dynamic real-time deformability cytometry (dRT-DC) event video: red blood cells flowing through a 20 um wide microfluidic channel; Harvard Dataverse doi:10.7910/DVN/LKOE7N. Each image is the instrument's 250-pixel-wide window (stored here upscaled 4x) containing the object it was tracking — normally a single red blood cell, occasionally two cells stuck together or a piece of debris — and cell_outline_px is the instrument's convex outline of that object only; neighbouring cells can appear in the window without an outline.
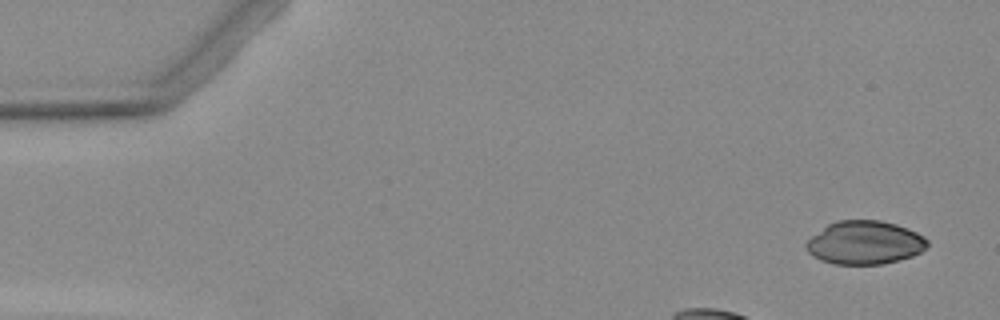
{"species": "Egyptian fruit bat (a non-hibernating species)", "species_latin": "Rousettus aegyptiacus", "temperature_condition": "warm", "stored_images_in_passage": 5, "segment_of_instrument_passage": [1, 2], "camera_frame_rate_fps": 3000, "um_per_image_px": 0.085, "animal": {"sex": "female"}, "frame": {"image": 1, "passage_image": 1, "time_ms": 0.0, "image_size_px": [1000, 320], "cell_outline_px": [[928, 244], [920, 252], [912, 256], [884, 264], [832, 264], [820, 260], [812, 256], [808, 252], [804, 244], [812, 236], [828, 224], [836, 220], [880, 220], [896, 224], [908, 228], [924, 236], [928, 240]], "centroid_in_image_um": [73.49, 20.62], "position_along_channel_um": 11.5, "area_um2": 30.75}}